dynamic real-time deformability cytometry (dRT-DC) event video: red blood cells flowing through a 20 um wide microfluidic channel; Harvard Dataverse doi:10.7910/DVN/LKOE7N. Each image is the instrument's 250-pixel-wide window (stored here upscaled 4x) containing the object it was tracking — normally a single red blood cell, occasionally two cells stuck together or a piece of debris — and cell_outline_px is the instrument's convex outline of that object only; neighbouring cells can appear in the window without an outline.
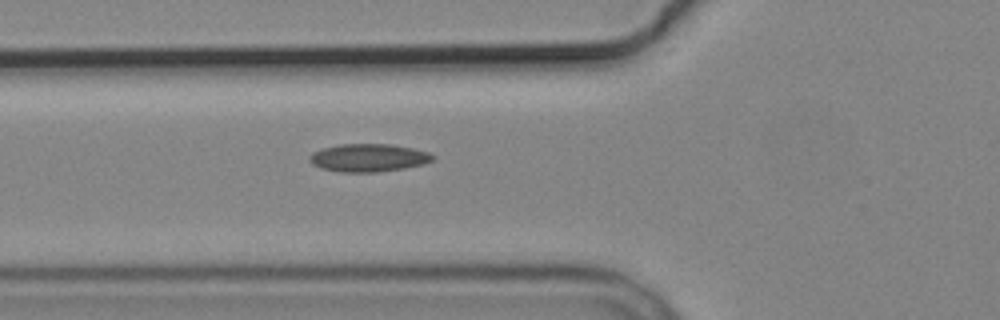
{"species": "common noctule bat (a hibernating species)", "species_latin": "Nyctalus noctula", "temperature_condition": "cold", "stored_images_in_passage": 2, "camera_frame_rate_fps": 3000, "um_per_image_px": 0.085, "animal": {"sex": "male", "body_mass_g": 19.2, "forearm_length_mm": 51.8}, "frame": {"image": 1, "passage_image": 2, "time_ms": 1.0, "image_size_px": [1000, 320], "cell_outline_px": [[436, 156], [432, 160], [424, 164], [404, 168], [376, 172], [340, 172], [320, 168], [312, 164], [308, 160], [308, 156], [312, 152], [320, 148], [340, 144], [392, 144], [412, 148], [428, 152]], "centroid_in_image_um": [31.28, 13.4], "position_along_channel_um": 94.5, "area_um2": 20.23}}